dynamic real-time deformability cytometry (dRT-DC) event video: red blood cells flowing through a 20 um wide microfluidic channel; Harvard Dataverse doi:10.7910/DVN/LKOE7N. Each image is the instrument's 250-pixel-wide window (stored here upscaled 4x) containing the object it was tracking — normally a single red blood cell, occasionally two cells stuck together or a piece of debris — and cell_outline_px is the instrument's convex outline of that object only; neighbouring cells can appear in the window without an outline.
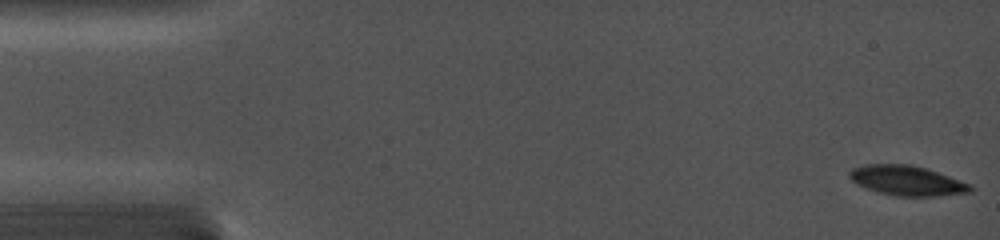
{"species": "common noctule bat (a hibernating species)", "species_latin": "Nyctalus noctula", "temperature_condition": "cold", "stored_images_in_passage": 29, "camera_frame_rate_fps": 5000, "um_per_image_px": 0.085, "animal": {"sex": "female", "body_mass_g": 19.0, "forearm_length_mm": 56.7}, "frame": {"image": 1, "passage_image": 1, "time_ms": 0.0, "image_size_px": [1000, 240], "cell_outline_px": [[972, 192], [936, 196], [896, 196], [876, 192], [864, 188], [852, 180], [848, 176], [848, 172], [852, 168], [868, 164], [912, 164], [948, 176], [968, 184], [972, 188]], "centroid_in_image_um": [77.02, 15.35], "position_along_channel_um": 8.0, "area_um2": 20.87}}
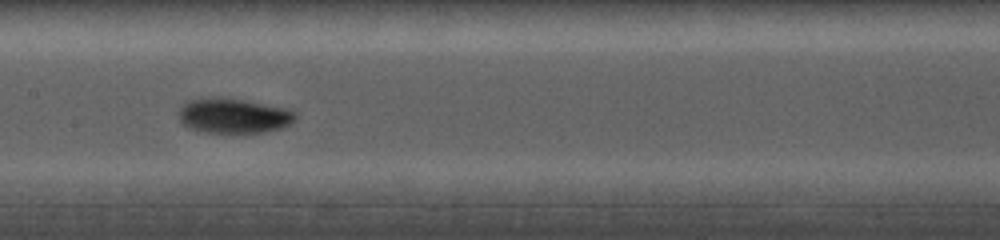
{"frame": {"image": 2, "passage_image": 16, "time_ms": 8.0, "image_size_px": [1000, 240], "cell_outline_px": [[296, 120], [284, 128], [264, 132], [204, 132], [192, 128], [184, 124], [180, 120], [176, 112], [184, 100], [212, 96], [244, 100], [288, 108], [296, 112]], "centroid_in_image_um": [19.84, 9.81], "position_along_channel_um": 187.6, "area_um2": 24.16}}
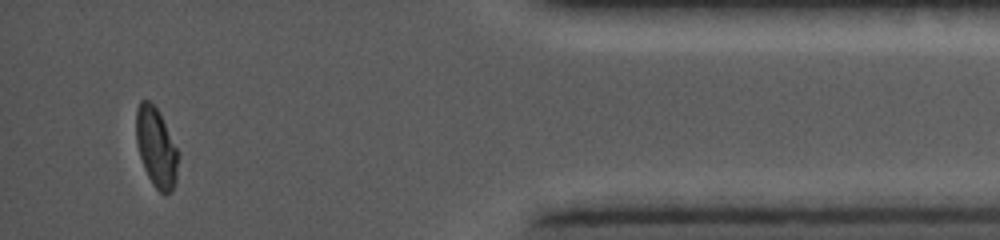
{"frame": {"image": 3, "passage_image": 27, "time_ms": 14.8, "image_size_px": [1000, 240], "cell_outline_px": [[176, 180], [172, 192], [164, 196], [152, 184], [144, 168], [140, 156], [136, 140], [136, 108], [140, 100], [148, 100], [160, 112], [176, 148]], "centroid_in_image_um": [13.25, 12.53], "position_along_channel_um": 422.0, "area_um2": 19.19}}